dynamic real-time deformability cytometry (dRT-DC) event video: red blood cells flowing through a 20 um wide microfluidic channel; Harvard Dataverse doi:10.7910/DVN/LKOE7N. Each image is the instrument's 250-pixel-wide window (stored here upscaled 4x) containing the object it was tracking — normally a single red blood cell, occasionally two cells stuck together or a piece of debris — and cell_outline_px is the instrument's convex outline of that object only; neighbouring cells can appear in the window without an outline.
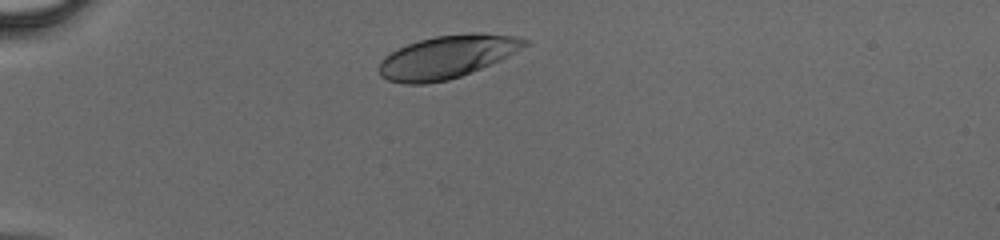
{"species": "human", "species_latin": "Homo sapiens", "temperature_condition": "cold", "stored_images_in_passage": 29, "camera_frame_rate_fps": 3000, "um_per_image_px": 0.085, "donor": {"sex": "male"}, "frame": {"image": 1, "passage_image": 1, "time_ms": 0.0, "image_size_px": [1000, 240], "cell_outline_px": [[528, 44], [508, 56], [500, 60], [460, 76], [448, 80], [424, 84], [404, 84], [388, 80], [380, 76], [380, 60], [384, 56], [408, 44], [420, 40], [436, 36], [472, 32], [484, 32], [516, 36], [528, 40]], "centroid_in_image_um": [38.01, 4.82], "position_along_channel_um": 47.0, "area_um2": 36.18}}
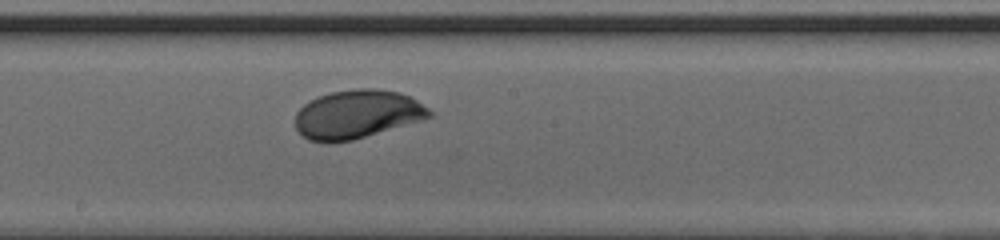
{"frame": {"image": 2, "passage_image": 15, "time_ms": 4.667, "image_size_px": [1000, 240], "cell_outline_px": [[432, 116], [424, 120], [352, 140], [328, 144], [308, 140], [296, 128], [296, 112], [304, 104], [316, 96], [332, 92], [352, 88], [376, 88], [400, 92], [416, 100], [428, 108], [432, 112]], "centroid_in_image_um": [30.35, 9.71], "position_along_channel_um": 217.8, "area_um2": 38.26}}
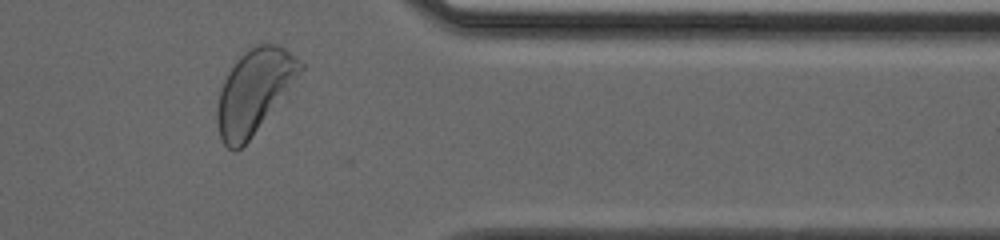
{"frame": {"image": 3, "passage_image": 27, "time_ms": 8.667, "image_size_px": [1000, 240], "cell_outline_px": [[304, 68], [248, 140], [236, 152], [232, 152], [224, 144], [220, 136], [216, 124], [216, 108], [220, 88], [228, 72], [236, 60], [240, 56], [252, 48], [260, 44], [280, 44], [300, 60], [304, 64]], "centroid_in_image_um": [21.56, 7.76], "position_along_channel_um": 389.8, "area_um2": 39.71}}